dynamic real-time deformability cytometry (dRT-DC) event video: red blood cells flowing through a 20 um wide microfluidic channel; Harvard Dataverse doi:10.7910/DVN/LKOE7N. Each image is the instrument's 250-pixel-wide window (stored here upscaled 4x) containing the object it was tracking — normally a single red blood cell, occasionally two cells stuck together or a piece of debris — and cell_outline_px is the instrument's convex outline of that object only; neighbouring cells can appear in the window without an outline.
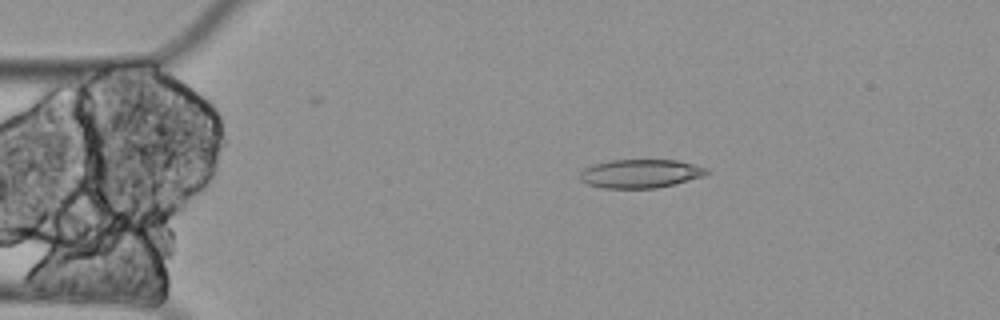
{"species": "Egyptian fruit bat (a non-hibernating species)", "species_latin": "Rousettus aegyptiacus", "temperature_condition": "cold", "stored_images_in_passage": 4, "camera_frame_rate_fps": 3000, "um_per_image_px": 0.085, "animal": {"sex": "female"}, "frame": {"image": 1, "passage_image": 1, "time_ms": 0.0, "image_size_px": [1000, 320], "cell_outline_px": [[708, 172], [704, 176], [656, 188], [600, 188], [588, 184], [580, 180], [580, 172], [584, 168], [596, 164], [612, 160], [676, 160], [708, 168]], "centroid_in_image_um": [54.42, 14.76], "position_along_channel_um": 30.6, "area_um2": 20.92}}
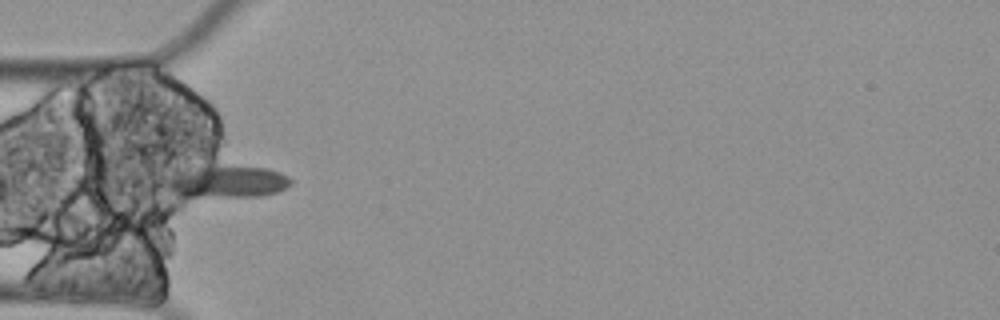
{"frame": {"image": 2, "passage_image": 3, "time_ms": 0.667, "image_size_px": [1000, 320], "cell_outline_px": [[292, 184], [276, 192], [260, 196], [184, 196], [168, 188], [156, 176], [172, 168], [268, 168], [280, 172], [288, 176], [292, 180]], "centroid_in_image_um": [19.08, 15.43], "position_along_channel_um": 65.9, "area_um2": 23.41}}
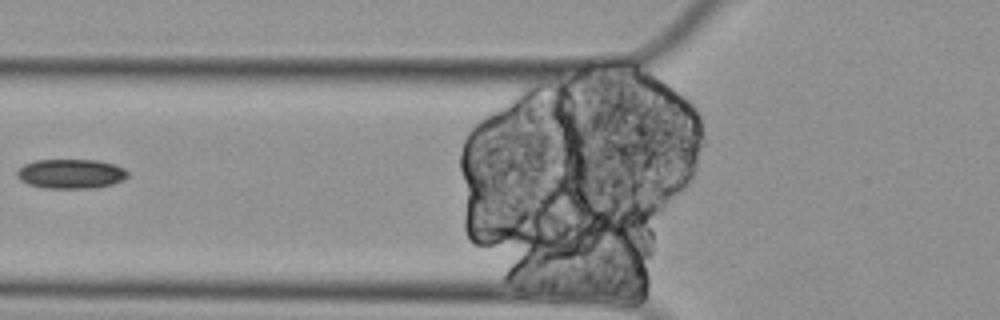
{"frame": {"image": 3, "passage_image": 4, "time_ms": 1.0, "image_size_px": [1000, 320], "cell_outline_px": [[128, 176], [124, 180], [112, 184], [92, 188], [44, 188], [28, 184], [20, 180], [16, 176], [16, 172], [24, 164], [36, 160], [100, 160], [116, 164], [124, 168], [128, 172]], "centroid_in_image_um": [6.04, 14.77], "position_along_channel_um": 119.8, "area_um2": 19.19}}